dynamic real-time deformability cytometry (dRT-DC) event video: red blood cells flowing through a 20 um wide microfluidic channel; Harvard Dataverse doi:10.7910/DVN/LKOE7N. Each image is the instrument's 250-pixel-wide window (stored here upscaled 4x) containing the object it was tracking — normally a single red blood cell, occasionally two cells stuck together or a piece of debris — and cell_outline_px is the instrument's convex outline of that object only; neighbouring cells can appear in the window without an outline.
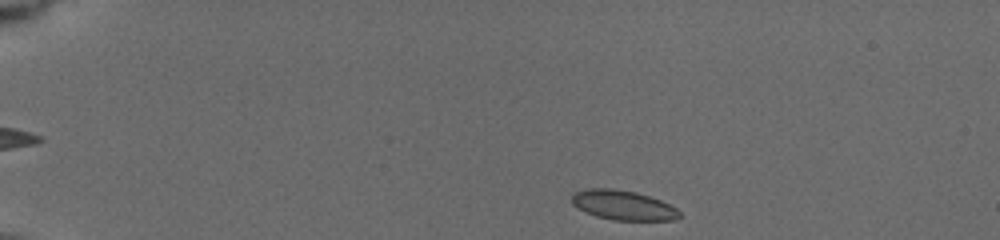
{"species": "common noctule bat (a hibernating species)", "species_latin": "Nyctalus noctula", "temperature_condition": "cold", "stored_images_in_passage": 17, "camera_frame_rate_fps": 3000, "um_per_image_px": 0.085, "animal": {"sex": "female", "body_mass_g": 19.5, "forearm_length_mm": 54.1}, "frame": {"image": 1, "passage_image": 2, "time_ms": 0.333, "image_size_px": [1000, 240], "cell_outline_px": [[680, 216], [676, 220], [612, 220], [596, 216], [584, 212], [576, 208], [572, 204], [572, 196], [576, 192], [584, 188], [612, 188], [636, 192], [660, 200], [676, 208], [680, 212]], "centroid_in_image_um": [52.93, 17.44], "position_along_channel_um": 32.1, "area_um2": 18.67}}
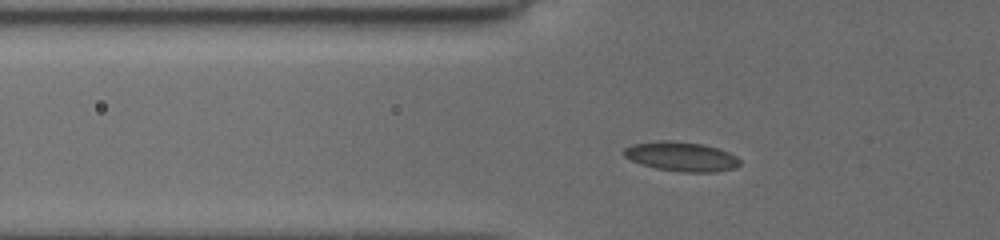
{"frame": {"image": 2, "passage_image": 14, "time_ms": 3.333, "image_size_px": [1000, 240], "cell_outline_px": [[740, 164], [736, 168], [716, 172], [680, 172], [656, 168], [640, 164], [624, 156], [624, 148], [632, 144], [660, 140], [672, 140], [700, 144], [716, 148], [728, 152], [736, 156], [740, 160]], "centroid_in_image_um": [57.91, 13.31], "position_along_channel_um": 67.9, "area_um2": 19.88}}
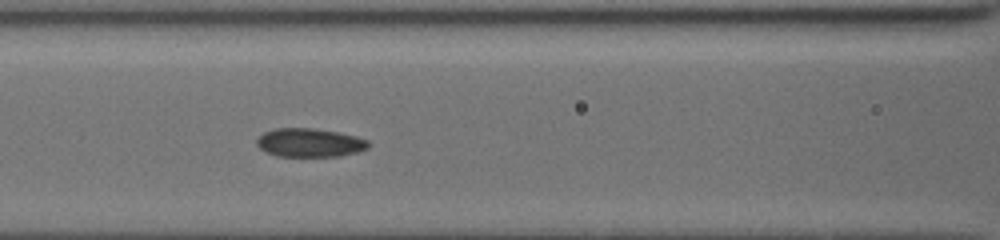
{"frame": {"image": 3, "passage_image": 17, "time_ms": 5.333, "image_size_px": [1000, 240], "cell_outline_px": [[368, 148], [356, 152], [340, 156], [276, 156], [264, 152], [256, 144], [256, 140], [264, 132], [276, 128], [312, 128], [336, 132], [356, 136], [368, 140]], "centroid_in_image_um": [26.29, 12.13], "position_along_channel_um": 140.3, "area_um2": 18.55}}